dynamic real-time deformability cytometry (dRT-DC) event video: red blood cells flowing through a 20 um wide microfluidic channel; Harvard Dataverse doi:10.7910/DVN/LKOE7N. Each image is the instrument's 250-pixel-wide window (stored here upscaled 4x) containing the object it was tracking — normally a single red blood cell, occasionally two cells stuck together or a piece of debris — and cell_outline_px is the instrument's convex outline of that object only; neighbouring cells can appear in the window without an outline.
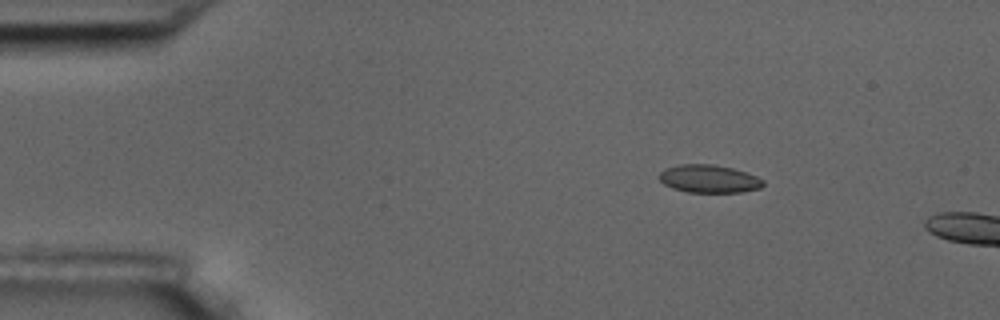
{"species": "common noctule bat (a hibernating species)", "species_latin": "Nyctalus noctula", "temperature_condition": "room temperature", "stored_images_in_passage": 4, "camera_frame_rate_fps": 3000, "um_per_image_px": 0.085, "animal": {"sex": "male", "body_mass_g": 17.5, "forearm_length_mm": 52.3}, "frame": {"image": 1, "passage_image": 1, "time_ms": 0.0, "image_size_px": [1000, 320], "cell_outline_px": [[764, 184], [760, 188], [740, 192], [688, 192], [672, 188], [664, 184], [656, 176], [664, 168], [680, 164], [712, 164], [732, 168], [756, 176], [764, 180]], "centroid_in_image_um": [60.22, 15.19], "position_along_channel_um": 24.8, "area_um2": 16.94}}